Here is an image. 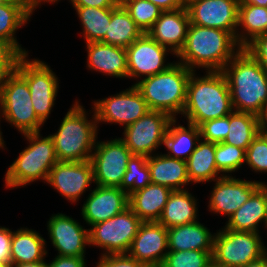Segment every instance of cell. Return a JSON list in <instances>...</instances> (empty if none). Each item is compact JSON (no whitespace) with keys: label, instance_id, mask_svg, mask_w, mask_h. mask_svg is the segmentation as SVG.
I'll return each mask as SVG.
<instances>
[{"label":"cell","instance_id":"cell-1","mask_svg":"<svg viewBox=\"0 0 267 267\" xmlns=\"http://www.w3.org/2000/svg\"><path fill=\"white\" fill-rule=\"evenodd\" d=\"M241 49L229 32L190 23L184 46L176 57L192 71L196 67L222 71Z\"/></svg>","mask_w":267,"mask_h":267},{"label":"cell","instance_id":"cell-2","mask_svg":"<svg viewBox=\"0 0 267 267\" xmlns=\"http://www.w3.org/2000/svg\"><path fill=\"white\" fill-rule=\"evenodd\" d=\"M228 83L234 111L259 115L267 102V73L242 48L221 71Z\"/></svg>","mask_w":267,"mask_h":267},{"label":"cell","instance_id":"cell-3","mask_svg":"<svg viewBox=\"0 0 267 267\" xmlns=\"http://www.w3.org/2000/svg\"><path fill=\"white\" fill-rule=\"evenodd\" d=\"M205 72V76L198 77L192 71L181 114L186 117L187 123L197 127L208 120L226 117L234 111L224 74L221 71Z\"/></svg>","mask_w":267,"mask_h":267},{"label":"cell","instance_id":"cell-4","mask_svg":"<svg viewBox=\"0 0 267 267\" xmlns=\"http://www.w3.org/2000/svg\"><path fill=\"white\" fill-rule=\"evenodd\" d=\"M88 120L85 108L79 101L72 105L53 138L58 161H88L95 148L98 124L95 111Z\"/></svg>","mask_w":267,"mask_h":267},{"label":"cell","instance_id":"cell-5","mask_svg":"<svg viewBox=\"0 0 267 267\" xmlns=\"http://www.w3.org/2000/svg\"><path fill=\"white\" fill-rule=\"evenodd\" d=\"M192 70L175 62L161 73L138 80L134 85L149 110L162 111L173 119L182 114L186 103L187 83Z\"/></svg>","mask_w":267,"mask_h":267},{"label":"cell","instance_id":"cell-6","mask_svg":"<svg viewBox=\"0 0 267 267\" xmlns=\"http://www.w3.org/2000/svg\"><path fill=\"white\" fill-rule=\"evenodd\" d=\"M29 141L28 147L9 166L5 174L6 188L26 186L36 180L47 181L49 172L58 162L53 138L42 137L40 132L22 134Z\"/></svg>","mask_w":267,"mask_h":267},{"label":"cell","instance_id":"cell-7","mask_svg":"<svg viewBox=\"0 0 267 267\" xmlns=\"http://www.w3.org/2000/svg\"><path fill=\"white\" fill-rule=\"evenodd\" d=\"M0 111L22 134L40 132L44 124L34 111L27 81L16 70L0 82Z\"/></svg>","mask_w":267,"mask_h":267},{"label":"cell","instance_id":"cell-8","mask_svg":"<svg viewBox=\"0 0 267 267\" xmlns=\"http://www.w3.org/2000/svg\"><path fill=\"white\" fill-rule=\"evenodd\" d=\"M259 233L226 229L214 237L212 261L222 267H242L266 253Z\"/></svg>","mask_w":267,"mask_h":267},{"label":"cell","instance_id":"cell-9","mask_svg":"<svg viewBox=\"0 0 267 267\" xmlns=\"http://www.w3.org/2000/svg\"><path fill=\"white\" fill-rule=\"evenodd\" d=\"M16 71L27 81L34 111L45 123L55 105L59 90L56 74L46 62L28 59V54L19 58Z\"/></svg>","mask_w":267,"mask_h":267},{"label":"cell","instance_id":"cell-10","mask_svg":"<svg viewBox=\"0 0 267 267\" xmlns=\"http://www.w3.org/2000/svg\"><path fill=\"white\" fill-rule=\"evenodd\" d=\"M141 223L128 207L116 216L92 225L89 229V246L104 249V256L127 254Z\"/></svg>","mask_w":267,"mask_h":267},{"label":"cell","instance_id":"cell-11","mask_svg":"<svg viewBox=\"0 0 267 267\" xmlns=\"http://www.w3.org/2000/svg\"><path fill=\"white\" fill-rule=\"evenodd\" d=\"M172 120L173 118L165 112L149 110L137 121L125 127L124 137L120 139L133 155L149 157L159 146L164 145L165 135Z\"/></svg>","mask_w":267,"mask_h":267},{"label":"cell","instance_id":"cell-12","mask_svg":"<svg viewBox=\"0 0 267 267\" xmlns=\"http://www.w3.org/2000/svg\"><path fill=\"white\" fill-rule=\"evenodd\" d=\"M133 154L120 138L96 141L90 162L97 186L120 187Z\"/></svg>","mask_w":267,"mask_h":267},{"label":"cell","instance_id":"cell-13","mask_svg":"<svg viewBox=\"0 0 267 267\" xmlns=\"http://www.w3.org/2000/svg\"><path fill=\"white\" fill-rule=\"evenodd\" d=\"M97 124L117 123L127 127L144 116L149 108L135 85L113 96L93 102Z\"/></svg>","mask_w":267,"mask_h":267},{"label":"cell","instance_id":"cell-14","mask_svg":"<svg viewBox=\"0 0 267 267\" xmlns=\"http://www.w3.org/2000/svg\"><path fill=\"white\" fill-rule=\"evenodd\" d=\"M127 51V69L129 78L149 77L169 68L173 63H167L170 49L160 45L147 33H143L130 46Z\"/></svg>","mask_w":267,"mask_h":267},{"label":"cell","instance_id":"cell-15","mask_svg":"<svg viewBox=\"0 0 267 267\" xmlns=\"http://www.w3.org/2000/svg\"><path fill=\"white\" fill-rule=\"evenodd\" d=\"M239 0H192L186 5L191 24L218 28L236 39Z\"/></svg>","mask_w":267,"mask_h":267},{"label":"cell","instance_id":"cell-16","mask_svg":"<svg viewBox=\"0 0 267 267\" xmlns=\"http://www.w3.org/2000/svg\"><path fill=\"white\" fill-rule=\"evenodd\" d=\"M46 182L67 200L75 203L94 182L92 164L90 160L58 161L49 172Z\"/></svg>","mask_w":267,"mask_h":267},{"label":"cell","instance_id":"cell-17","mask_svg":"<svg viewBox=\"0 0 267 267\" xmlns=\"http://www.w3.org/2000/svg\"><path fill=\"white\" fill-rule=\"evenodd\" d=\"M227 174L216 179L211 191L209 211L222 214L228 218L239 209L251 195L261 186L262 181H249L235 178Z\"/></svg>","mask_w":267,"mask_h":267},{"label":"cell","instance_id":"cell-18","mask_svg":"<svg viewBox=\"0 0 267 267\" xmlns=\"http://www.w3.org/2000/svg\"><path fill=\"white\" fill-rule=\"evenodd\" d=\"M47 230L59 256L85 257L89 229H84L77 220L66 214H54L47 222Z\"/></svg>","mask_w":267,"mask_h":267},{"label":"cell","instance_id":"cell-19","mask_svg":"<svg viewBox=\"0 0 267 267\" xmlns=\"http://www.w3.org/2000/svg\"><path fill=\"white\" fill-rule=\"evenodd\" d=\"M167 253V228L149 221L141 223L127 254L145 266L160 267Z\"/></svg>","mask_w":267,"mask_h":267},{"label":"cell","instance_id":"cell-20","mask_svg":"<svg viewBox=\"0 0 267 267\" xmlns=\"http://www.w3.org/2000/svg\"><path fill=\"white\" fill-rule=\"evenodd\" d=\"M84 202L81 214L92 226L106 221L129 207V195L119 187L97 186Z\"/></svg>","mask_w":267,"mask_h":267},{"label":"cell","instance_id":"cell-21","mask_svg":"<svg viewBox=\"0 0 267 267\" xmlns=\"http://www.w3.org/2000/svg\"><path fill=\"white\" fill-rule=\"evenodd\" d=\"M189 25L190 19L186 7L163 11L147 34L176 56L184 46Z\"/></svg>","mask_w":267,"mask_h":267},{"label":"cell","instance_id":"cell-22","mask_svg":"<svg viewBox=\"0 0 267 267\" xmlns=\"http://www.w3.org/2000/svg\"><path fill=\"white\" fill-rule=\"evenodd\" d=\"M87 67L116 78H128L126 48L103 42L86 43Z\"/></svg>","mask_w":267,"mask_h":267},{"label":"cell","instance_id":"cell-23","mask_svg":"<svg viewBox=\"0 0 267 267\" xmlns=\"http://www.w3.org/2000/svg\"><path fill=\"white\" fill-rule=\"evenodd\" d=\"M262 222L266 227V184L263 182L251 197L228 218L225 228L259 233L258 226Z\"/></svg>","mask_w":267,"mask_h":267},{"label":"cell","instance_id":"cell-24","mask_svg":"<svg viewBox=\"0 0 267 267\" xmlns=\"http://www.w3.org/2000/svg\"><path fill=\"white\" fill-rule=\"evenodd\" d=\"M151 181L171 190H183L189 184L186 160L156 154L147 157Z\"/></svg>","mask_w":267,"mask_h":267},{"label":"cell","instance_id":"cell-25","mask_svg":"<svg viewBox=\"0 0 267 267\" xmlns=\"http://www.w3.org/2000/svg\"><path fill=\"white\" fill-rule=\"evenodd\" d=\"M172 191L150 183L129 195V207L142 222L158 221Z\"/></svg>","mask_w":267,"mask_h":267},{"label":"cell","instance_id":"cell-26","mask_svg":"<svg viewBox=\"0 0 267 267\" xmlns=\"http://www.w3.org/2000/svg\"><path fill=\"white\" fill-rule=\"evenodd\" d=\"M196 221L167 229L168 251H213L215 233Z\"/></svg>","mask_w":267,"mask_h":267},{"label":"cell","instance_id":"cell-27","mask_svg":"<svg viewBox=\"0 0 267 267\" xmlns=\"http://www.w3.org/2000/svg\"><path fill=\"white\" fill-rule=\"evenodd\" d=\"M197 200L188 190H173L158 222L167 229L196 222Z\"/></svg>","mask_w":267,"mask_h":267},{"label":"cell","instance_id":"cell-28","mask_svg":"<svg viewBox=\"0 0 267 267\" xmlns=\"http://www.w3.org/2000/svg\"><path fill=\"white\" fill-rule=\"evenodd\" d=\"M45 244V239L33 229L20 228L13 231L10 266L45 260L44 257L47 255Z\"/></svg>","mask_w":267,"mask_h":267},{"label":"cell","instance_id":"cell-29","mask_svg":"<svg viewBox=\"0 0 267 267\" xmlns=\"http://www.w3.org/2000/svg\"><path fill=\"white\" fill-rule=\"evenodd\" d=\"M186 167L190 183L211 182L223 177L216 166L215 143L202 139L186 160Z\"/></svg>","mask_w":267,"mask_h":267},{"label":"cell","instance_id":"cell-30","mask_svg":"<svg viewBox=\"0 0 267 267\" xmlns=\"http://www.w3.org/2000/svg\"><path fill=\"white\" fill-rule=\"evenodd\" d=\"M238 28L242 31H236V42L241 48H245L256 37L267 34V7L239 4Z\"/></svg>","mask_w":267,"mask_h":267},{"label":"cell","instance_id":"cell-31","mask_svg":"<svg viewBox=\"0 0 267 267\" xmlns=\"http://www.w3.org/2000/svg\"><path fill=\"white\" fill-rule=\"evenodd\" d=\"M176 118L168 126L164 145L168 149L169 157L187 160L200 140V129L196 125L187 123V127L176 125ZM188 128V129H187Z\"/></svg>","mask_w":267,"mask_h":267},{"label":"cell","instance_id":"cell-32","mask_svg":"<svg viewBox=\"0 0 267 267\" xmlns=\"http://www.w3.org/2000/svg\"><path fill=\"white\" fill-rule=\"evenodd\" d=\"M143 34L124 6H115L112 9L111 21L105 38L101 41L106 44L127 48Z\"/></svg>","mask_w":267,"mask_h":267},{"label":"cell","instance_id":"cell-33","mask_svg":"<svg viewBox=\"0 0 267 267\" xmlns=\"http://www.w3.org/2000/svg\"><path fill=\"white\" fill-rule=\"evenodd\" d=\"M31 14L15 2H0V39L12 44L22 55L28 51L22 49L15 33L30 20Z\"/></svg>","mask_w":267,"mask_h":267},{"label":"cell","instance_id":"cell-34","mask_svg":"<svg viewBox=\"0 0 267 267\" xmlns=\"http://www.w3.org/2000/svg\"><path fill=\"white\" fill-rule=\"evenodd\" d=\"M259 132L257 115L233 111L229 114V132L223 142L246 151Z\"/></svg>","mask_w":267,"mask_h":267},{"label":"cell","instance_id":"cell-35","mask_svg":"<svg viewBox=\"0 0 267 267\" xmlns=\"http://www.w3.org/2000/svg\"><path fill=\"white\" fill-rule=\"evenodd\" d=\"M73 7L81 21L86 43L101 42L105 38L108 30V24H110L112 9L114 7Z\"/></svg>","mask_w":267,"mask_h":267},{"label":"cell","instance_id":"cell-36","mask_svg":"<svg viewBox=\"0 0 267 267\" xmlns=\"http://www.w3.org/2000/svg\"><path fill=\"white\" fill-rule=\"evenodd\" d=\"M150 183L152 181L147 157L143 155H132L128 161L126 173L119 188L130 195Z\"/></svg>","mask_w":267,"mask_h":267},{"label":"cell","instance_id":"cell-37","mask_svg":"<svg viewBox=\"0 0 267 267\" xmlns=\"http://www.w3.org/2000/svg\"><path fill=\"white\" fill-rule=\"evenodd\" d=\"M123 6L143 33H147L163 12L148 0H130Z\"/></svg>","mask_w":267,"mask_h":267},{"label":"cell","instance_id":"cell-38","mask_svg":"<svg viewBox=\"0 0 267 267\" xmlns=\"http://www.w3.org/2000/svg\"><path fill=\"white\" fill-rule=\"evenodd\" d=\"M246 151L224 142L215 143V161L217 170L226 176L240 169L245 163ZM243 164V165H242ZM225 173V174H224Z\"/></svg>","mask_w":267,"mask_h":267},{"label":"cell","instance_id":"cell-39","mask_svg":"<svg viewBox=\"0 0 267 267\" xmlns=\"http://www.w3.org/2000/svg\"><path fill=\"white\" fill-rule=\"evenodd\" d=\"M213 251H168L160 267H207Z\"/></svg>","mask_w":267,"mask_h":267},{"label":"cell","instance_id":"cell-40","mask_svg":"<svg viewBox=\"0 0 267 267\" xmlns=\"http://www.w3.org/2000/svg\"><path fill=\"white\" fill-rule=\"evenodd\" d=\"M245 163L254 172H267V135L264 132H259L246 149Z\"/></svg>","mask_w":267,"mask_h":267},{"label":"cell","instance_id":"cell-41","mask_svg":"<svg viewBox=\"0 0 267 267\" xmlns=\"http://www.w3.org/2000/svg\"><path fill=\"white\" fill-rule=\"evenodd\" d=\"M202 140L220 143L225 140L229 132V115L223 118L208 120L199 126Z\"/></svg>","mask_w":267,"mask_h":267},{"label":"cell","instance_id":"cell-42","mask_svg":"<svg viewBox=\"0 0 267 267\" xmlns=\"http://www.w3.org/2000/svg\"><path fill=\"white\" fill-rule=\"evenodd\" d=\"M21 56L12 44L0 39V82L16 70Z\"/></svg>","mask_w":267,"mask_h":267},{"label":"cell","instance_id":"cell-43","mask_svg":"<svg viewBox=\"0 0 267 267\" xmlns=\"http://www.w3.org/2000/svg\"><path fill=\"white\" fill-rule=\"evenodd\" d=\"M96 267H146L128 254L101 255Z\"/></svg>","mask_w":267,"mask_h":267},{"label":"cell","instance_id":"cell-44","mask_svg":"<svg viewBox=\"0 0 267 267\" xmlns=\"http://www.w3.org/2000/svg\"><path fill=\"white\" fill-rule=\"evenodd\" d=\"M245 49L259 62L267 73V34L256 37Z\"/></svg>","mask_w":267,"mask_h":267},{"label":"cell","instance_id":"cell-45","mask_svg":"<svg viewBox=\"0 0 267 267\" xmlns=\"http://www.w3.org/2000/svg\"><path fill=\"white\" fill-rule=\"evenodd\" d=\"M13 231L0 226V260L10 263Z\"/></svg>","mask_w":267,"mask_h":267},{"label":"cell","instance_id":"cell-46","mask_svg":"<svg viewBox=\"0 0 267 267\" xmlns=\"http://www.w3.org/2000/svg\"><path fill=\"white\" fill-rule=\"evenodd\" d=\"M48 267H86L85 257H71V256H59L57 255L50 263H47Z\"/></svg>","mask_w":267,"mask_h":267},{"label":"cell","instance_id":"cell-47","mask_svg":"<svg viewBox=\"0 0 267 267\" xmlns=\"http://www.w3.org/2000/svg\"><path fill=\"white\" fill-rule=\"evenodd\" d=\"M72 6L108 8L115 7V0H69Z\"/></svg>","mask_w":267,"mask_h":267},{"label":"cell","instance_id":"cell-48","mask_svg":"<svg viewBox=\"0 0 267 267\" xmlns=\"http://www.w3.org/2000/svg\"><path fill=\"white\" fill-rule=\"evenodd\" d=\"M158 6L163 11L177 10L186 7L184 0H148Z\"/></svg>","mask_w":267,"mask_h":267},{"label":"cell","instance_id":"cell-49","mask_svg":"<svg viewBox=\"0 0 267 267\" xmlns=\"http://www.w3.org/2000/svg\"><path fill=\"white\" fill-rule=\"evenodd\" d=\"M8 2H15L17 4H20L32 15L36 8L38 6H41L42 3H46L47 0H8Z\"/></svg>","mask_w":267,"mask_h":267},{"label":"cell","instance_id":"cell-50","mask_svg":"<svg viewBox=\"0 0 267 267\" xmlns=\"http://www.w3.org/2000/svg\"><path fill=\"white\" fill-rule=\"evenodd\" d=\"M260 132L267 131V102L263 105L262 111L258 115Z\"/></svg>","mask_w":267,"mask_h":267},{"label":"cell","instance_id":"cell-51","mask_svg":"<svg viewBox=\"0 0 267 267\" xmlns=\"http://www.w3.org/2000/svg\"><path fill=\"white\" fill-rule=\"evenodd\" d=\"M242 267H267V251L266 253L261 256L260 258L248 263Z\"/></svg>","mask_w":267,"mask_h":267},{"label":"cell","instance_id":"cell-52","mask_svg":"<svg viewBox=\"0 0 267 267\" xmlns=\"http://www.w3.org/2000/svg\"><path fill=\"white\" fill-rule=\"evenodd\" d=\"M11 267H48L47 263L42 260L38 262H31V263H20V264H13Z\"/></svg>","mask_w":267,"mask_h":267},{"label":"cell","instance_id":"cell-53","mask_svg":"<svg viewBox=\"0 0 267 267\" xmlns=\"http://www.w3.org/2000/svg\"><path fill=\"white\" fill-rule=\"evenodd\" d=\"M239 4H251L260 7H267V0H239Z\"/></svg>","mask_w":267,"mask_h":267},{"label":"cell","instance_id":"cell-54","mask_svg":"<svg viewBox=\"0 0 267 267\" xmlns=\"http://www.w3.org/2000/svg\"><path fill=\"white\" fill-rule=\"evenodd\" d=\"M128 1H130V0H115V3L117 4V6H123V5H125Z\"/></svg>","mask_w":267,"mask_h":267},{"label":"cell","instance_id":"cell-55","mask_svg":"<svg viewBox=\"0 0 267 267\" xmlns=\"http://www.w3.org/2000/svg\"><path fill=\"white\" fill-rule=\"evenodd\" d=\"M0 267H11V266L9 262L0 260Z\"/></svg>","mask_w":267,"mask_h":267},{"label":"cell","instance_id":"cell-56","mask_svg":"<svg viewBox=\"0 0 267 267\" xmlns=\"http://www.w3.org/2000/svg\"><path fill=\"white\" fill-rule=\"evenodd\" d=\"M0 114H1V111H0ZM1 116V115H0ZM4 140H3V137H2V132L0 131V148L2 149L4 147Z\"/></svg>","mask_w":267,"mask_h":267},{"label":"cell","instance_id":"cell-57","mask_svg":"<svg viewBox=\"0 0 267 267\" xmlns=\"http://www.w3.org/2000/svg\"><path fill=\"white\" fill-rule=\"evenodd\" d=\"M207 267H222V266L217 265L216 263H214L213 261H211V263Z\"/></svg>","mask_w":267,"mask_h":267},{"label":"cell","instance_id":"cell-58","mask_svg":"<svg viewBox=\"0 0 267 267\" xmlns=\"http://www.w3.org/2000/svg\"><path fill=\"white\" fill-rule=\"evenodd\" d=\"M266 228H267V185H266Z\"/></svg>","mask_w":267,"mask_h":267},{"label":"cell","instance_id":"cell-59","mask_svg":"<svg viewBox=\"0 0 267 267\" xmlns=\"http://www.w3.org/2000/svg\"><path fill=\"white\" fill-rule=\"evenodd\" d=\"M58 1H60V0H47L48 3H52V4L57 3Z\"/></svg>","mask_w":267,"mask_h":267},{"label":"cell","instance_id":"cell-60","mask_svg":"<svg viewBox=\"0 0 267 267\" xmlns=\"http://www.w3.org/2000/svg\"><path fill=\"white\" fill-rule=\"evenodd\" d=\"M192 0H184V2L186 3V4H188L189 2H191Z\"/></svg>","mask_w":267,"mask_h":267},{"label":"cell","instance_id":"cell-61","mask_svg":"<svg viewBox=\"0 0 267 267\" xmlns=\"http://www.w3.org/2000/svg\"><path fill=\"white\" fill-rule=\"evenodd\" d=\"M0 2H8V0H0Z\"/></svg>","mask_w":267,"mask_h":267}]
</instances>
